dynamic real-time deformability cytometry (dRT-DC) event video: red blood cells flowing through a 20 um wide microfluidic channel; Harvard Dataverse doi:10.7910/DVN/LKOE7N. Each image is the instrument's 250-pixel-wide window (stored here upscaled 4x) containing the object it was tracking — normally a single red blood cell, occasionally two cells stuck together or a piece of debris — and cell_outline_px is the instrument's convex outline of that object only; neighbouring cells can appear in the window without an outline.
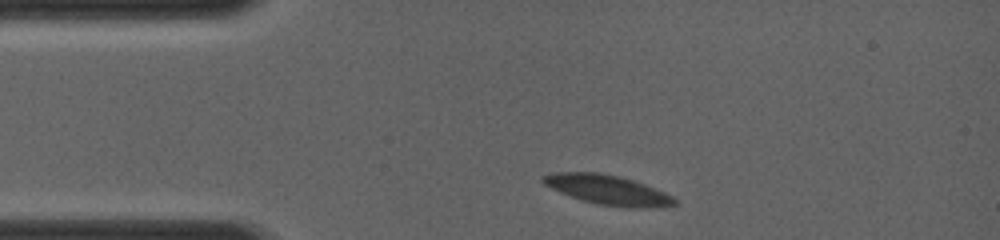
{"species": "common noctule bat (a hibernating species)", "species_latin": "Nyctalus noctula", "temperature_condition": "room temperature", "stored_images_in_passage": 23, "camera_frame_rate_fps": 4000, "um_per_image_px": 0.085, "animal": {"sex": "female", "body_mass_g": 19.0, "forearm_length_mm": 56.7}, "frame": {"image": 1, "passage_image": 1, "time_ms": 0.0, "image_size_px": [1000, 240], "cell_outline_px": [[680, 204], [648, 208], [628, 208], [596, 204], [560, 192], [544, 184], [540, 180], [540, 176], [552, 172], [600, 172], [620, 176], [644, 184], [664, 192], [672, 196]], "centroid_in_image_um": [51.65, 16.13], "position_along_channel_um": 33.4, "area_um2": 22.77}}
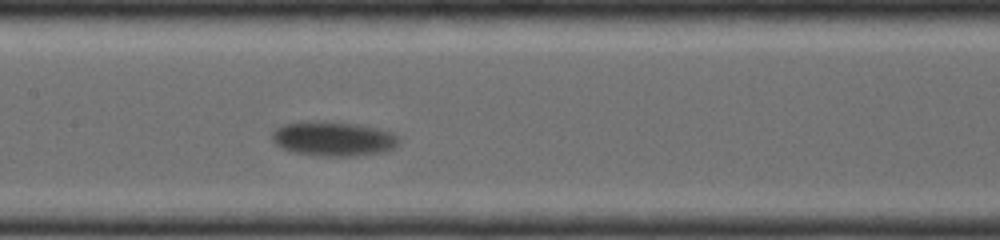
{"frame": {"image": 2, "passage_image": 10, "time_ms": 4.25, "image_size_px": [1000, 240], "cell_outline_px": [[400, 140], [396, 148], [384, 152], [356, 156], [320, 156], [296, 152], [280, 148], [272, 140], [272, 132], [280, 124], [308, 120], [356, 124], [376, 128], [392, 132]], "centroid_in_image_um": [28.32, 11.79], "position_along_channel_um": 179.1, "area_um2": 25.78}}
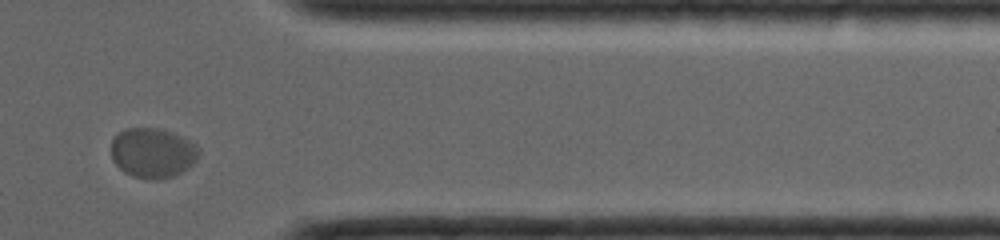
{"frame": {"image": 3, "passage_image": 20, "time_ms": 9.5, "image_size_px": [1000, 240], "cell_outline_px": [[200, 152], [196, 160], [188, 168], [172, 176], [156, 180], [152, 180], [132, 176], [124, 172], [112, 160], [112, 140], [116, 132], [124, 128], [164, 128], [196, 144], [200, 148]], "centroid_in_image_um": [12.97, 12.98], "position_along_channel_um": 398.4, "area_um2": 25.72}}